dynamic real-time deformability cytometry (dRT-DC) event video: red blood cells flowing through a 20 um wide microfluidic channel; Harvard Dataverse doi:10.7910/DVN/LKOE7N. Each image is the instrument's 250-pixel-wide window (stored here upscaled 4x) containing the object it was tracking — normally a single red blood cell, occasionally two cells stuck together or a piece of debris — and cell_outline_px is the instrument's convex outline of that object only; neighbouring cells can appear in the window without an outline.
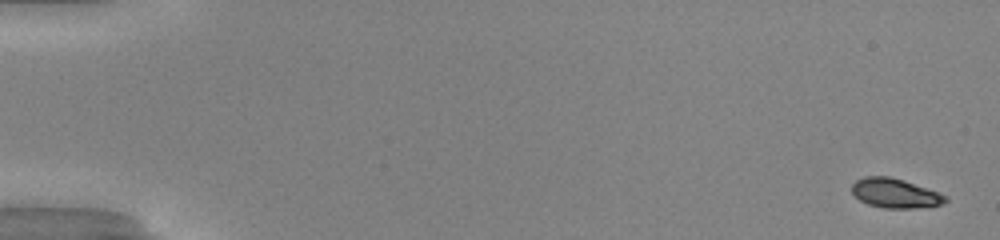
{"species": "common noctule bat (a hibernating species)", "species_latin": "Nyctalus noctula", "temperature_condition": "warm", "stored_images_in_passage": 51, "camera_frame_rate_fps": 3000, "um_per_image_px": 0.085, "animal": {"sex": "male", "body_mass_g": 20.0, "forearm_length_mm": 53.3}, "frame": {"image": 1, "passage_image": 2, "time_ms": 0.333, "image_size_px": [1000, 240], "cell_outline_px": [[948, 200], [944, 204], [916, 208], [884, 208], [868, 204], [860, 200], [852, 192], [852, 184], [856, 180], [864, 176], [888, 176], [904, 180], [948, 196]], "centroid_in_image_um": [76.09, 16.42], "position_along_channel_um": 8.9, "area_um2": 16.01}}
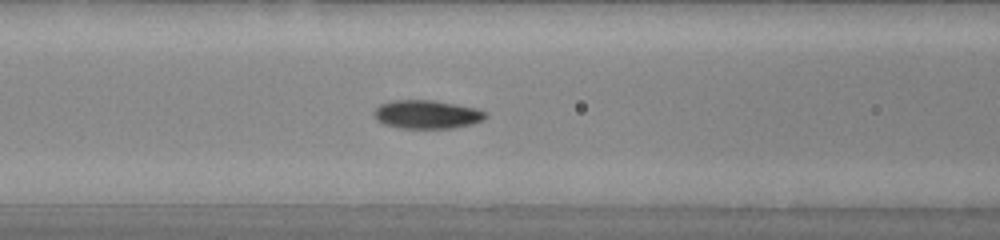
{"frame": {"image": 2, "passage_image": 23, "time_ms": 7.333, "image_size_px": [1000, 240], "cell_outline_px": [[488, 116], [484, 120], [472, 124], [452, 128], [400, 128], [384, 124], [376, 120], [372, 116], [372, 112], [380, 104], [392, 100], [436, 100], [476, 108], [488, 112]], "centroid_in_image_um": [36.29, 9.72], "position_along_channel_um": 130.3, "area_um2": 18.84}}
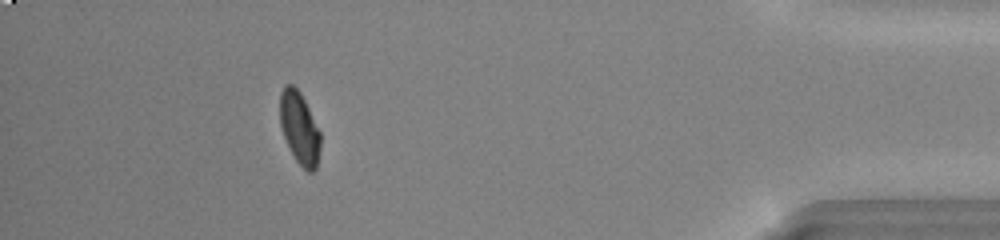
{"frame": {"image": 3, "passage_image": 47, "time_ms": 15.333, "image_size_px": [1000, 240], "cell_outline_px": [[320, 144], [316, 168], [312, 172], [308, 172], [296, 160], [284, 136], [280, 124], [280, 92], [284, 84], [292, 84], [300, 92], [320, 132]], "centroid_in_image_um": [25.44, 10.85], "position_along_channel_um": 409.8, "area_um2": 16.7}, "authors_computed_cell_mechanics": {"area_um2": 17.6868, "velocity_mm_per_s": 4.1224, "shape_relaxation_time_tau1_ms": 2.8596, "shape_relaxation_time_tau2_ms": 1.2353, "deformation_change_tau1": 0.1584, "deformation_change_tau2": 0.0446}}